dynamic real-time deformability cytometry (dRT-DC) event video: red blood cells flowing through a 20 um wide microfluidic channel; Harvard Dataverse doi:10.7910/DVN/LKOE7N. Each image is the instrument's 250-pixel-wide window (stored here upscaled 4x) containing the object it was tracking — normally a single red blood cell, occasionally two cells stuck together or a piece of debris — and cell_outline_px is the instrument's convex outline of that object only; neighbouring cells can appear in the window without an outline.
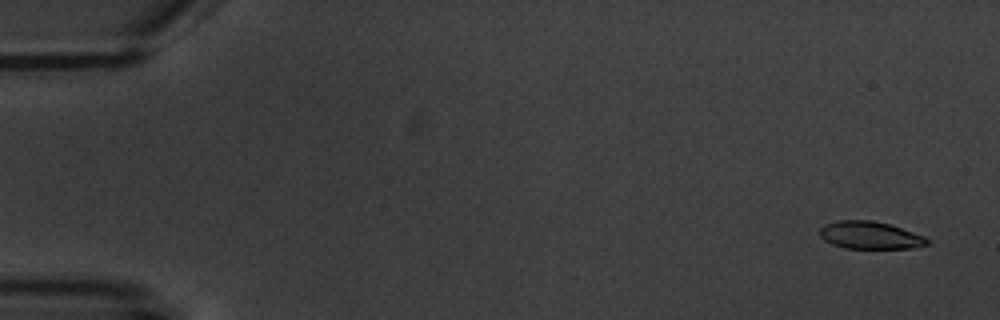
{"species": "common noctule bat (a hibernating species)", "species_latin": "Nyctalus noctula", "temperature_condition": "warm", "stored_images_in_passage": 4, "camera_frame_rate_fps": 3000, "um_per_image_px": 0.085, "animal": {"sex": "male", "body_mass_g": 20.1, "forearm_length_mm": 53.5}, "frame": {"image": 1, "passage_image": 1, "time_ms": 0.0, "image_size_px": [1000, 320], "cell_outline_px": [[932, 240], [928, 244], [916, 248], [844, 248], [832, 244], [824, 240], [820, 236], [820, 228], [824, 224], [840, 220], [872, 220], [888, 224], [924, 236]], "centroid_in_image_um": [73.96, 20.0], "position_along_channel_um": 11.0, "area_um2": 17.22}}
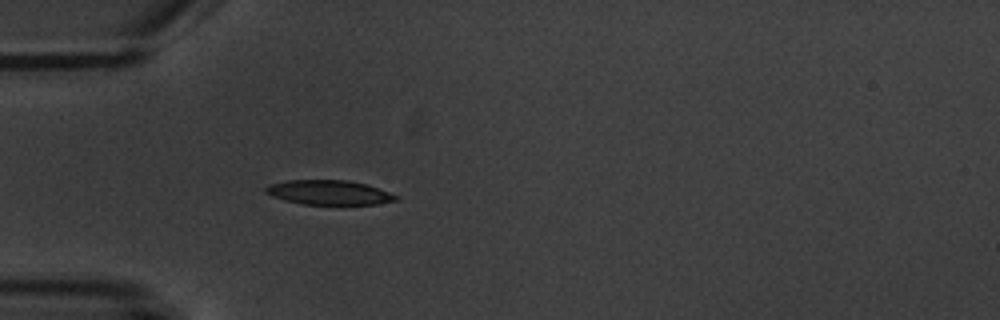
{"frame": {"image": 2, "passage_image": 4, "time_ms": 5.0, "image_size_px": [1000, 320], "cell_outline_px": [[400, 200], [376, 204], [304, 204], [284, 200], [272, 196], [264, 192], [264, 188], [268, 184], [284, 180], [348, 180], [364, 184], [400, 196]], "centroid_in_image_um": [27.93, 16.36], "position_along_channel_um": 57.1, "area_um2": 18.61}}